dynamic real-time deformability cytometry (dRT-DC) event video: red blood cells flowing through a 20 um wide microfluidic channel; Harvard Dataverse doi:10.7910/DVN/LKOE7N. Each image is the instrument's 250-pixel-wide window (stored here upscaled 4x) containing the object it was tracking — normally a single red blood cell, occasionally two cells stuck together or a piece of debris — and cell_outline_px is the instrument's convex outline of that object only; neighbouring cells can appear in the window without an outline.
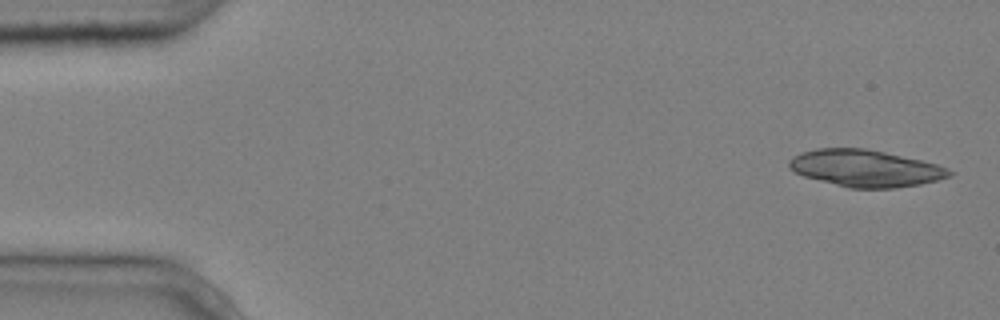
{"species": "common noctule bat (a hibernating species)", "species_latin": "Nyctalus noctula", "temperature_condition": "cold", "stored_images_in_passage": 4, "camera_frame_rate_fps": 3000, "um_per_image_px": 0.085, "animal": {"sex": "male", "body_mass_g": 20.4}, "frame": {"image": 1, "passage_image": 1, "time_ms": 0.0, "image_size_px": [1000, 320], "cell_outline_px": [[952, 172], [948, 176], [936, 180], [920, 184], [896, 188], [848, 188], [804, 176], [788, 168], [788, 160], [792, 156], [800, 152], [816, 148], [864, 148], [884, 152], [920, 160], [936, 164]], "centroid_in_image_um": [73.47, 14.3], "position_along_channel_um": 11.5, "area_um2": 34.16}}